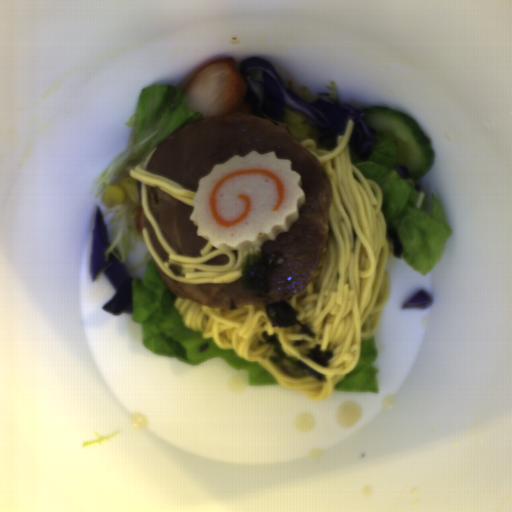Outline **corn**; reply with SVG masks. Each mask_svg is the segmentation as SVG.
<instances>
[{"label": "corn", "instance_id": "51d56268", "mask_svg": "<svg viewBox=\"0 0 512 512\" xmlns=\"http://www.w3.org/2000/svg\"><path fill=\"white\" fill-rule=\"evenodd\" d=\"M101 200L108 208L122 203L140 204L138 181L132 177H125L121 181L108 185L101 196Z\"/></svg>", "mask_w": 512, "mask_h": 512}, {"label": "corn", "instance_id": "f1292c28", "mask_svg": "<svg viewBox=\"0 0 512 512\" xmlns=\"http://www.w3.org/2000/svg\"><path fill=\"white\" fill-rule=\"evenodd\" d=\"M286 129L297 143L309 139L313 129L305 123V117L299 112L286 114Z\"/></svg>", "mask_w": 512, "mask_h": 512}]
</instances>
